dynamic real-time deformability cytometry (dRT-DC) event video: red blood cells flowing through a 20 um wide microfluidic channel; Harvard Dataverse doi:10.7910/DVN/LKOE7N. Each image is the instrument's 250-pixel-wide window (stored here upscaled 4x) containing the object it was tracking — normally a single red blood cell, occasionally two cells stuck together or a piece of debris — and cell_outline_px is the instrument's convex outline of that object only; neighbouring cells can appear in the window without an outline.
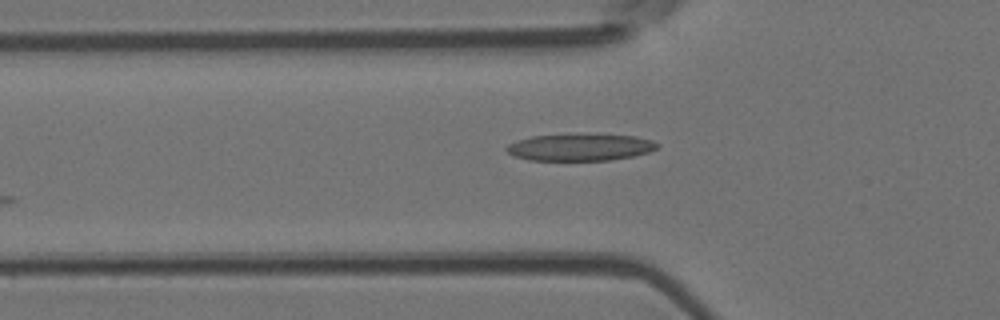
{"species": "Egyptian fruit bat (a non-hibernating species)", "species_latin": "Rousettus aegyptiacus", "temperature_condition": "room temperature", "stored_images_in_passage": 5, "camera_frame_rate_fps": 3000, "um_per_image_px": 0.085, "animal": {"sex": "female"}, "frame": {"image": 1, "passage_image": 5, "time_ms": 4.667, "image_size_px": [1000, 320], "cell_outline_px": [[660, 144], [656, 148], [648, 152], [632, 156], [612, 160], [528, 160], [512, 156], [504, 148], [508, 144], [516, 140], [532, 136], [636, 136], [652, 140]], "centroid_in_image_um": [49.26, 12.55], "position_along_channel_um": 76.5, "area_um2": 22.95}}